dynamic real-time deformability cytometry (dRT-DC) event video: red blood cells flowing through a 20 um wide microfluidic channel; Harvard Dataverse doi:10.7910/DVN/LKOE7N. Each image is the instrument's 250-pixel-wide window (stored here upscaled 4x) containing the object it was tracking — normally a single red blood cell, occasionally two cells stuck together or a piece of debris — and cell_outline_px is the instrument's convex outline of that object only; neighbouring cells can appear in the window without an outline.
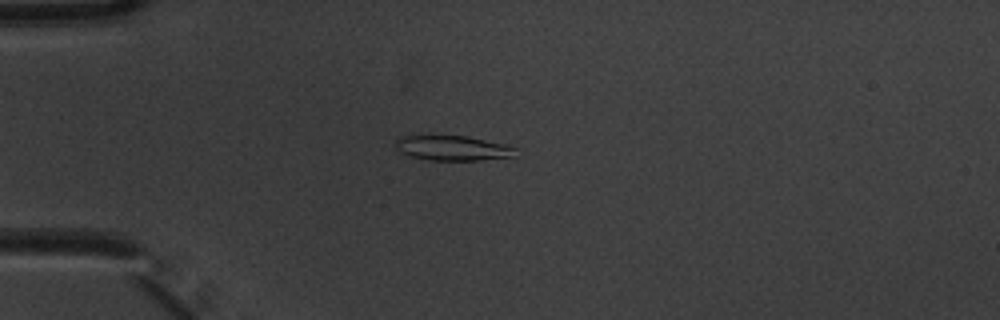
{"species": "common noctule bat (a hibernating species)", "species_latin": "Nyctalus noctula", "temperature_condition": "warm", "stored_images_in_passage": 6, "camera_frame_rate_fps": 3000, "um_per_image_px": 0.085, "animal": {"sex": "male", "body_mass_g": 20.1, "forearm_length_mm": 53.5}, "frame": {"image": 1, "passage_image": 4, "time_ms": 1.0, "image_size_px": [1000, 320], "cell_outline_px": [[516, 156], [480, 160], [428, 160], [412, 156], [400, 152], [396, 148], [396, 136], [468, 136], [504, 144], [516, 148]], "centroid_in_image_um": [38.48, 12.59], "position_along_channel_um": 46.5, "area_um2": 17.34}}